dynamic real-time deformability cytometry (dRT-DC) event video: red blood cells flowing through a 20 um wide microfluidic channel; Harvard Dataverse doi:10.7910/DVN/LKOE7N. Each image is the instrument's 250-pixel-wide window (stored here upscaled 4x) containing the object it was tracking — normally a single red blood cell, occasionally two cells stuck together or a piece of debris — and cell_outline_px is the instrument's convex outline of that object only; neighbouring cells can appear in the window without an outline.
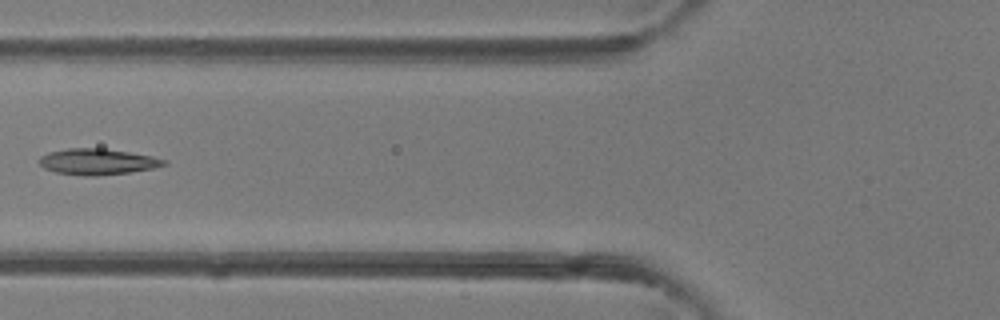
{"species": "common noctule bat (a hibernating species)", "species_latin": "Nyctalus noctula", "temperature_condition": "room temperature", "stored_images_in_passage": 5, "camera_frame_rate_fps": 3000, "um_per_image_px": 0.085, "animal": {"sex": "female"}, "frame": {"image": 1, "passage_image": 5, "time_ms": 4.333, "image_size_px": [1000, 320], "cell_outline_px": [[168, 164], [152, 168], [128, 172], [96, 176], [84, 176], [56, 172], [44, 168], [36, 160], [40, 156], [48, 152], [68, 148], [104, 148], [152, 156], [168, 160]], "centroid_in_image_um": [8.26, 13.74], "position_along_channel_um": 117.5, "area_um2": 18.96}}